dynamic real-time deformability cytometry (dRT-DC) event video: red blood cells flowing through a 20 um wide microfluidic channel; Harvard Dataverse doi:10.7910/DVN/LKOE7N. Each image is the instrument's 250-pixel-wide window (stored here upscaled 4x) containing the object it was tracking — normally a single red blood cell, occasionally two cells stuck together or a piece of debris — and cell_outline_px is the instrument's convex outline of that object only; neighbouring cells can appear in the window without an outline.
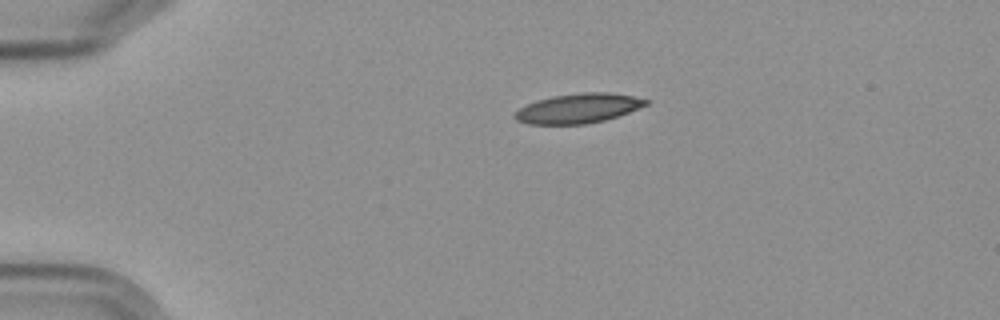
{"species": "Egyptian fruit bat (a non-hibernating species)", "species_latin": "Rousettus aegyptiacus", "temperature_condition": "cold", "stored_images_in_passage": 7, "camera_frame_rate_fps": 3000, "um_per_image_px": 0.085, "frame": {"image": 1, "passage_image": 1, "time_ms": 0.0, "image_size_px": [1000, 320], "cell_outline_px": [[648, 104], [628, 112], [604, 120], [584, 124], [528, 124], [516, 120], [512, 116], [520, 108], [536, 100], [552, 96], [580, 92], [608, 92], [632, 96], [648, 100]], "centroid_in_image_um": [49.12, 9.2], "position_along_channel_um": 35.9, "area_um2": 22.43}}
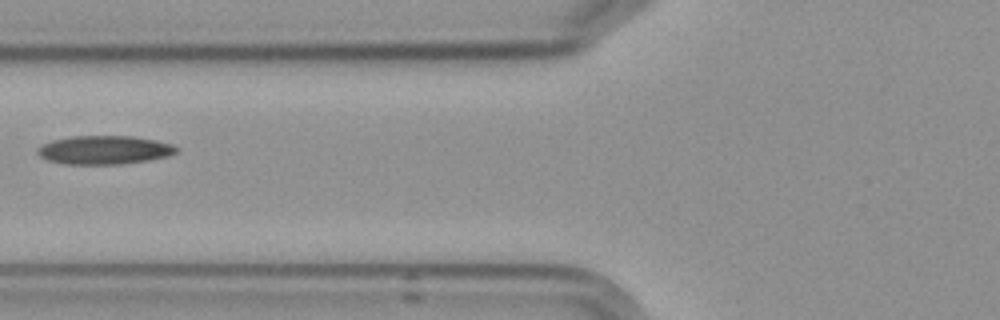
{"frame": {"image": 2, "passage_image": 4, "time_ms": 3.667, "image_size_px": [1000, 320], "cell_outline_px": [[180, 148], [176, 152], [168, 156], [148, 160], [120, 164], [64, 164], [48, 160], [40, 156], [36, 152], [36, 148], [52, 140], [72, 136], [132, 136], [156, 140], [172, 144]], "centroid_in_image_um": [8.87, 12.74], "position_along_channel_um": 116.9, "area_um2": 23.18}}
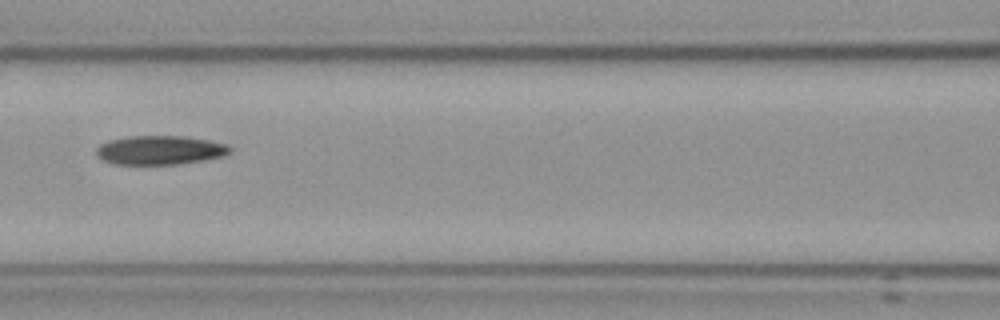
{"frame": {"image": 3, "passage_image": 5, "time_ms": 4.667, "image_size_px": [1000, 320], "cell_outline_px": [[232, 152], [220, 156], [200, 160], [176, 164], [112, 164], [100, 160], [96, 156], [96, 148], [100, 144], [108, 140], [128, 136], [184, 136], [208, 140], [228, 144], [232, 148]], "centroid_in_image_um": [13.54, 12.75], "position_along_channel_um": 153.1, "area_um2": 22.66}}